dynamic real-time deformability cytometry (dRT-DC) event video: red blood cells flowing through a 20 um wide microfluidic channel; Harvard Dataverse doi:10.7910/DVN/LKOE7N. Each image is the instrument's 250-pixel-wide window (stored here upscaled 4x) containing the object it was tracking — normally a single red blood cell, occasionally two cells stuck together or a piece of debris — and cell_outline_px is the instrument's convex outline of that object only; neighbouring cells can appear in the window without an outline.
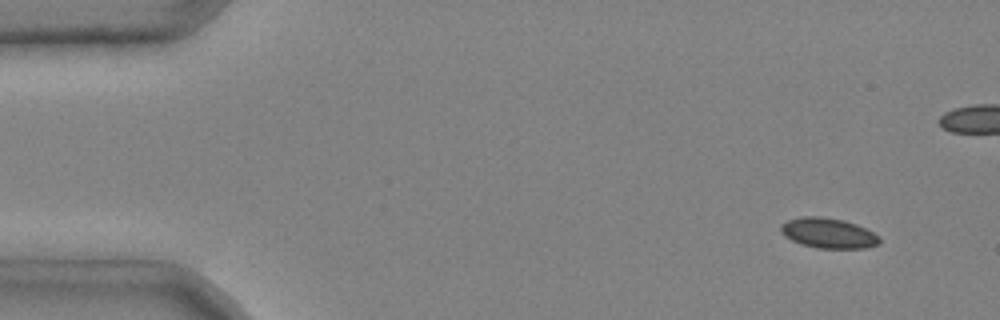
{"species": "common noctule bat (a hibernating species)", "species_latin": "Nyctalus noctula", "temperature_condition": "cold", "stored_images_in_passage": 8, "segment_of_instrument_passage": [1, 2], "camera_frame_rate_fps": 3000, "um_per_image_px": 0.085, "animal": {"sex": "male", "body_mass_g": 20.4}, "frame": {"image": 1, "passage_image": 1, "time_ms": 0.0, "image_size_px": [1000, 320], "cell_outline_px": [[880, 244], [864, 248], [816, 248], [800, 244], [784, 236], [780, 232], [780, 224], [788, 220], [800, 216], [820, 216], [844, 220], [856, 224], [880, 236]], "centroid_in_image_um": [70.38, 19.81], "position_along_channel_um": 14.6, "area_um2": 17.51}}
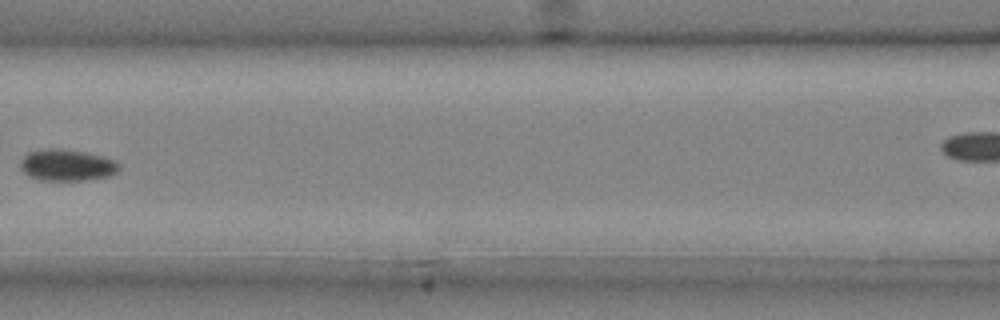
{"frame": {"image": 2, "passage_image": 6, "time_ms": 1.667, "image_size_px": [1000, 320], "cell_outline_px": [[120, 168], [116, 172], [108, 176], [84, 180], [40, 180], [28, 176], [20, 168], [20, 160], [28, 152], [48, 148], [60, 148], [84, 152], [104, 156], [116, 160], [120, 164]], "centroid_in_image_um": [5.68, 14.03], "position_along_channel_um": 160.9, "area_um2": 18.26}}
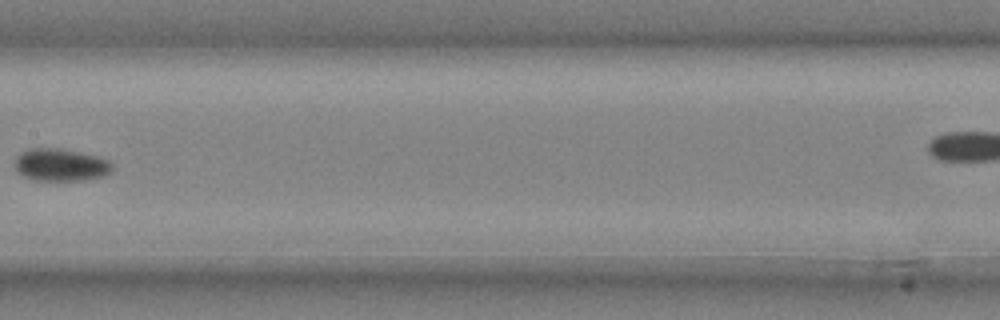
{"frame": {"image": 3, "passage_image": 7, "time_ms": 2.0, "image_size_px": [1000, 320], "cell_outline_px": [[112, 172], [104, 176], [84, 180], [32, 180], [16, 172], [16, 156], [20, 152], [28, 148], [60, 148], [100, 156], [108, 160], [112, 164]], "centroid_in_image_um": [5.16, 14.01], "position_along_channel_um": 202.2, "area_um2": 18.67}}